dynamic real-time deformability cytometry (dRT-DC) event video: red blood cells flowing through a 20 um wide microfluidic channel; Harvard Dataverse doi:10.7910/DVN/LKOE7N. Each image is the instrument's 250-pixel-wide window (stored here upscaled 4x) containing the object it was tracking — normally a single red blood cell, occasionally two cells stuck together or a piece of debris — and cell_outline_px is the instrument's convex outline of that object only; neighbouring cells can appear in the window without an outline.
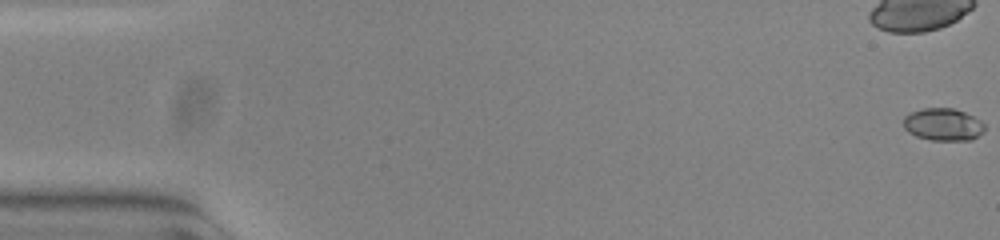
{"species": "common noctule bat (a hibernating species)", "species_latin": "Nyctalus noctula", "temperature_condition": "warm", "stored_images_in_passage": 46, "camera_frame_rate_fps": 3000, "um_per_image_px": 0.085, "animal": {"sex": "female", "body_mass_g": 23.0, "forearm_length_mm": 53.4}, "frame": {"image": 1, "passage_image": 1, "time_ms": 0.0, "image_size_px": [1000, 240], "cell_outline_px": [[984, 132], [972, 140], [932, 140], [916, 136], [908, 132], [904, 128], [904, 116], [908, 112], [924, 108], [952, 108], [964, 112], [980, 120], [984, 124]], "centroid_in_image_um": [80.15, 10.58], "position_along_channel_um": 4.9, "area_um2": 15.37}}